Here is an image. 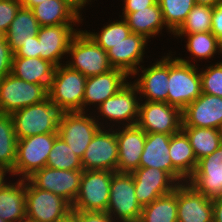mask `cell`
Here are the masks:
<instances>
[{
    "mask_svg": "<svg viewBox=\"0 0 222 222\" xmlns=\"http://www.w3.org/2000/svg\"><path fill=\"white\" fill-rule=\"evenodd\" d=\"M46 166L61 170H83L81 158L60 136L54 140Z\"/></svg>",
    "mask_w": 222,
    "mask_h": 222,
    "instance_id": "cell-35",
    "label": "cell"
},
{
    "mask_svg": "<svg viewBox=\"0 0 222 222\" xmlns=\"http://www.w3.org/2000/svg\"><path fill=\"white\" fill-rule=\"evenodd\" d=\"M6 173H8V171L0 167V187L5 183L4 179H5Z\"/></svg>",
    "mask_w": 222,
    "mask_h": 222,
    "instance_id": "cell-50",
    "label": "cell"
},
{
    "mask_svg": "<svg viewBox=\"0 0 222 222\" xmlns=\"http://www.w3.org/2000/svg\"><path fill=\"white\" fill-rule=\"evenodd\" d=\"M21 7L23 8H27V9H32L33 7H35L36 5L45 2L47 0H19Z\"/></svg>",
    "mask_w": 222,
    "mask_h": 222,
    "instance_id": "cell-47",
    "label": "cell"
},
{
    "mask_svg": "<svg viewBox=\"0 0 222 222\" xmlns=\"http://www.w3.org/2000/svg\"><path fill=\"white\" fill-rule=\"evenodd\" d=\"M137 94H139L137 87L132 82H128L116 94L107 98L97 107V110L99 109L97 112L100 113L99 116L124 126L136 125L140 105Z\"/></svg>",
    "mask_w": 222,
    "mask_h": 222,
    "instance_id": "cell-14",
    "label": "cell"
},
{
    "mask_svg": "<svg viewBox=\"0 0 222 222\" xmlns=\"http://www.w3.org/2000/svg\"><path fill=\"white\" fill-rule=\"evenodd\" d=\"M130 27L131 33L144 36L147 40L157 36L166 24L158 1L150 7L128 13L123 18Z\"/></svg>",
    "mask_w": 222,
    "mask_h": 222,
    "instance_id": "cell-28",
    "label": "cell"
},
{
    "mask_svg": "<svg viewBox=\"0 0 222 222\" xmlns=\"http://www.w3.org/2000/svg\"><path fill=\"white\" fill-rule=\"evenodd\" d=\"M187 182L204 196H219L222 191V144L198 161L194 174Z\"/></svg>",
    "mask_w": 222,
    "mask_h": 222,
    "instance_id": "cell-21",
    "label": "cell"
},
{
    "mask_svg": "<svg viewBox=\"0 0 222 222\" xmlns=\"http://www.w3.org/2000/svg\"><path fill=\"white\" fill-rule=\"evenodd\" d=\"M75 222H115L107 212H83L80 210H71Z\"/></svg>",
    "mask_w": 222,
    "mask_h": 222,
    "instance_id": "cell-42",
    "label": "cell"
},
{
    "mask_svg": "<svg viewBox=\"0 0 222 222\" xmlns=\"http://www.w3.org/2000/svg\"><path fill=\"white\" fill-rule=\"evenodd\" d=\"M213 8L195 4L186 20L174 34L211 32Z\"/></svg>",
    "mask_w": 222,
    "mask_h": 222,
    "instance_id": "cell-37",
    "label": "cell"
},
{
    "mask_svg": "<svg viewBox=\"0 0 222 222\" xmlns=\"http://www.w3.org/2000/svg\"><path fill=\"white\" fill-rule=\"evenodd\" d=\"M17 141L11 115L0 113V167L9 174L15 166Z\"/></svg>",
    "mask_w": 222,
    "mask_h": 222,
    "instance_id": "cell-33",
    "label": "cell"
},
{
    "mask_svg": "<svg viewBox=\"0 0 222 222\" xmlns=\"http://www.w3.org/2000/svg\"><path fill=\"white\" fill-rule=\"evenodd\" d=\"M163 14L167 30L174 34L186 20L195 6L194 0H157Z\"/></svg>",
    "mask_w": 222,
    "mask_h": 222,
    "instance_id": "cell-36",
    "label": "cell"
},
{
    "mask_svg": "<svg viewBox=\"0 0 222 222\" xmlns=\"http://www.w3.org/2000/svg\"><path fill=\"white\" fill-rule=\"evenodd\" d=\"M117 129V172L131 173L135 169L139 168L144 143L146 140V132L137 124L132 126H124L123 128L118 127Z\"/></svg>",
    "mask_w": 222,
    "mask_h": 222,
    "instance_id": "cell-22",
    "label": "cell"
},
{
    "mask_svg": "<svg viewBox=\"0 0 222 222\" xmlns=\"http://www.w3.org/2000/svg\"><path fill=\"white\" fill-rule=\"evenodd\" d=\"M55 66L40 57H13L11 74L26 82L44 85L49 89Z\"/></svg>",
    "mask_w": 222,
    "mask_h": 222,
    "instance_id": "cell-27",
    "label": "cell"
},
{
    "mask_svg": "<svg viewBox=\"0 0 222 222\" xmlns=\"http://www.w3.org/2000/svg\"><path fill=\"white\" fill-rule=\"evenodd\" d=\"M171 135L164 133H146L139 167L157 168L167 172L178 184L188 180L172 165L169 156Z\"/></svg>",
    "mask_w": 222,
    "mask_h": 222,
    "instance_id": "cell-18",
    "label": "cell"
},
{
    "mask_svg": "<svg viewBox=\"0 0 222 222\" xmlns=\"http://www.w3.org/2000/svg\"><path fill=\"white\" fill-rule=\"evenodd\" d=\"M202 93L222 97V62L200 71Z\"/></svg>",
    "mask_w": 222,
    "mask_h": 222,
    "instance_id": "cell-39",
    "label": "cell"
},
{
    "mask_svg": "<svg viewBox=\"0 0 222 222\" xmlns=\"http://www.w3.org/2000/svg\"><path fill=\"white\" fill-rule=\"evenodd\" d=\"M71 210V204L63 197L36 188L26 179V222H58Z\"/></svg>",
    "mask_w": 222,
    "mask_h": 222,
    "instance_id": "cell-8",
    "label": "cell"
},
{
    "mask_svg": "<svg viewBox=\"0 0 222 222\" xmlns=\"http://www.w3.org/2000/svg\"><path fill=\"white\" fill-rule=\"evenodd\" d=\"M0 222H7V221H5V220H3L2 218H0Z\"/></svg>",
    "mask_w": 222,
    "mask_h": 222,
    "instance_id": "cell-55",
    "label": "cell"
},
{
    "mask_svg": "<svg viewBox=\"0 0 222 222\" xmlns=\"http://www.w3.org/2000/svg\"><path fill=\"white\" fill-rule=\"evenodd\" d=\"M222 122V97L202 93L182 110V126L215 128Z\"/></svg>",
    "mask_w": 222,
    "mask_h": 222,
    "instance_id": "cell-19",
    "label": "cell"
},
{
    "mask_svg": "<svg viewBox=\"0 0 222 222\" xmlns=\"http://www.w3.org/2000/svg\"><path fill=\"white\" fill-rule=\"evenodd\" d=\"M141 212L142 207L135 196L132 174L114 172L110 184L107 214L113 220L116 219L120 222H138Z\"/></svg>",
    "mask_w": 222,
    "mask_h": 222,
    "instance_id": "cell-7",
    "label": "cell"
},
{
    "mask_svg": "<svg viewBox=\"0 0 222 222\" xmlns=\"http://www.w3.org/2000/svg\"><path fill=\"white\" fill-rule=\"evenodd\" d=\"M214 198H222V191L220 192L219 196L214 197Z\"/></svg>",
    "mask_w": 222,
    "mask_h": 222,
    "instance_id": "cell-54",
    "label": "cell"
},
{
    "mask_svg": "<svg viewBox=\"0 0 222 222\" xmlns=\"http://www.w3.org/2000/svg\"><path fill=\"white\" fill-rule=\"evenodd\" d=\"M87 77L67 65L55 67L48 98L62 112L82 111Z\"/></svg>",
    "mask_w": 222,
    "mask_h": 222,
    "instance_id": "cell-3",
    "label": "cell"
},
{
    "mask_svg": "<svg viewBox=\"0 0 222 222\" xmlns=\"http://www.w3.org/2000/svg\"><path fill=\"white\" fill-rule=\"evenodd\" d=\"M13 57H40L38 36L36 35L32 37V40L22 43V46L14 52Z\"/></svg>",
    "mask_w": 222,
    "mask_h": 222,
    "instance_id": "cell-43",
    "label": "cell"
},
{
    "mask_svg": "<svg viewBox=\"0 0 222 222\" xmlns=\"http://www.w3.org/2000/svg\"><path fill=\"white\" fill-rule=\"evenodd\" d=\"M169 156L172 165L187 180L194 174L198 161L187 135L182 130L171 135Z\"/></svg>",
    "mask_w": 222,
    "mask_h": 222,
    "instance_id": "cell-30",
    "label": "cell"
},
{
    "mask_svg": "<svg viewBox=\"0 0 222 222\" xmlns=\"http://www.w3.org/2000/svg\"><path fill=\"white\" fill-rule=\"evenodd\" d=\"M128 75L120 70H112L86 79L84 97L82 102V112H85L89 105H101L107 98L116 94L128 82ZM98 104V105H97Z\"/></svg>",
    "mask_w": 222,
    "mask_h": 222,
    "instance_id": "cell-24",
    "label": "cell"
},
{
    "mask_svg": "<svg viewBox=\"0 0 222 222\" xmlns=\"http://www.w3.org/2000/svg\"><path fill=\"white\" fill-rule=\"evenodd\" d=\"M154 65L143 68L141 77L134 81L141 96L145 101L167 103L168 79H169V55L153 63Z\"/></svg>",
    "mask_w": 222,
    "mask_h": 222,
    "instance_id": "cell-23",
    "label": "cell"
},
{
    "mask_svg": "<svg viewBox=\"0 0 222 222\" xmlns=\"http://www.w3.org/2000/svg\"><path fill=\"white\" fill-rule=\"evenodd\" d=\"M157 0H124V8L122 17L124 18L128 13H133L146 7L153 6Z\"/></svg>",
    "mask_w": 222,
    "mask_h": 222,
    "instance_id": "cell-44",
    "label": "cell"
},
{
    "mask_svg": "<svg viewBox=\"0 0 222 222\" xmlns=\"http://www.w3.org/2000/svg\"><path fill=\"white\" fill-rule=\"evenodd\" d=\"M218 130H219V133L221 134V137H222V122H221V125H220V127L218 128Z\"/></svg>",
    "mask_w": 222,
    "mask_h": 222,
    "instance_id": "cell-52",
    "label": "cell"
},
{
    "mask_svg": "<svg viewBox=\"0 0 222 222\" xmlns=\"http://www.w3.org/2000/svg\"><path fill=\"white\" fill-rule=\"evenodd\" d=\"M179 37L186 36V48L193 58L211 59L217 52L220 53V40L212 32L195 34H173Z\"/></svg>",
    "mask_w": 222,
    "mask_h": 222,
    "instance_id": "cell-34",
    "label": "cell"
},
{
    "mask_svg": "<svg viewBox=\"0 0 222 222\" xmlns=\"http://www.w3.org/2000/svg\"><path fill=\"white\" fill-rule=\"evenodd\" d=\"M82 174L83 170H61L45 166L27 179L36 188L59 195L72 205L80 189Z\"/></svg>",
    "mask_w": 222,
    "mask_h": 222,
    "instance_id": "cell-12",
    "label": "cell"
},
{
    "mask_svg": "<svg viewBox=\"0 0 222 222\" xmlns=\"http://www.w3.org/2000/svg\"><path fill=\"white\" fill-rule=\"evenodd\" d=\"M194 1H195V4L209 6L212 8L222 4V0H194Z\"/></svg>",
    "mask_w": 222,
    "mask_h": 222,
    "instance_id": "cell-48",
    "label": "cell"
},
{
    "mask_svg": "<svg viewBox=\"0 0 222 222\" xmlns=\"http://www.w3.org/2000/svg\"><path fill=\"white\" fill-rule=\"evenodd\" d=\"M135 196L141 207L175 190L178 183L165 171L157 168L139 167L131 172Z\"/></svg>",
    "mask_w": 222,
    "mask_h": 222,
    "instance_id": "cell-15",
    "label": "cell"
},
{
    "mask_svg": "<svg viewBox=\"0 0 222 222\" xmlns=\"http://www.w3.org/2000/svg\"><path fill=\"white\" fill-rule=\"evenodd\" d=\"M58 222H75L74 215L71 213L66 218Z\"/></svg>",
    "mask_w": 222,
    "mask_h": 222,
    "instance_id": "cell-51",
    "label": "cell"
},
{
    "mask_svg": "<svg viewBox=\"0 0 222 222\" xmlns=\"http://www.w3.org/2000/svg\"><path fill=\"white\" fill-rule=\"evenodd\" d=\"M47 98L44 85L26 82L11 73L0 79V113L11 114Z\"/></svg>",
    "mask_w": 222,
    "mask_h": 222,
    "instance_id": "cell-9",
    "label": "cell"
},
{
    "mask_svg": "<svg viewBox=\"0 0 222 222\" xmlns=\"http://www.w3.org/2000/svg\"><path fill=\"white\" fill-rule=\"evenodd\" d=\"M220 53L222 54V39L220 40ZM222 62V61H220Z\"/></svg>",
    "mask_w": 222,
    "mask_h": 222,
    "instance_id": "cell-53",
    "label": "cell"
},
{
    "mask_svg": "<svg viewBox=\"0 0 222 222\" xmlns=\"http://www.w3.org/2000/svg\"><path fill=\"white\" fill-rule=\"evenodd\" d=\"M62 111L49 98L16 110L10 115L17 139L44 133H58Z\"/></svg>",
    "mask_w": 222,
    "mask_h": 222,
    "instance_id": "cell-2",
    "label": "cell"
},
{
    "mask_svg": "<svg viewBox=\"0 0 222 222\" xmlns=\"http://www.w3.org/2000/svg\"><path fill=\"white\" fill-rule=\"evenodd\" d=\"M58 136V133H44L18 139L15 166L11 176L19 175L22 179H27L35 171L44 168L54 140Z\"/></svg>",
    "mask_w": 222,
    "mask_h": 222,
    "instance_id": "cell-6",
    "label": "cell"
},
{
    "mask_svg": "<svg viewBox=\"0 0 222 222\" xmlns=\"http://www.w3.org/2000/svg\"><path fill=\"white\" fill-rule=\"evenodd\" d=\"M21 4L19 0H0V32L5 35Z\"/></svg>",
    "mask_w": 222,
    "mask_h": 222,
    "instance_id": "cell-40",
    "label": "cell"
},
{
    "mask_svg": "<svg viewBox=\"0 0 222 222\" xmlns=\"http://www.w3.org/2000/svg\"><path fill=\"white\" fill-rule=\"evenodd\" d=\"M147 43L144 36L130 33L124 40L107 51L111 66L124 71L130 77H135L139 72L138 68L142 66L140 63L143 62Z\"/></svg>",
    "mask_w": 222,
    "mask_h": 222,
    "instance_id": "cell-20",
    "label": "cell"
},
{
    "mask_svg": "<svg viewBox=\"0 0 222 222\" xmlns=\"http://www.w3.org/2000/svg\"><path fill=\"white\" fill-rule=\"evenodd\" d=\"M86 112H62L58 124V135L69 145L73 152L83 157L92 138L104 125Z\"/></svg>",
    "mask_w": 222,
    "mask_h": 222,
    "instance_id": "cell-10",
    "label": "cell"
},
{
    "mask_svg": "<svg viewBox=\"0 0 222 222\" xmlns=\"http://www.w3.org/2000/svg\"><path fill=\"white\" fill-rule=\"evenodd\" d=\"M13 55L14 53L3 35L0 38V79L11 73Z\"/></svg>",
    "mask_w": 222,
    "mask_h": 222,
    "instance_id": "cell-41",
    "label": "cell"
},
{
    "mask_svg": "<svg viewBox=\"0 0 222 222\" xmlns=\"http://www.w3.org/2000/svg\"><path fill=\"white\" fill-rule=\"evenodd\" d=\"M141 103L137 125L146 133L173 135L182 129V111L179 108L165 102Z\"/></svg>",
    "mask_w": 222,
    "mask_h": 222,
    "instance_id": "cell-11",
    "label": "cell"
},
{
    "mask_svg": "<svg viewBox=\"0 0 222 222\" xmlns=\"http://www.w3.org/2000/svg\"><path fill=\"white\" fill-rule=\"evenodd\" d=\"M100 128L94 137L83 157L81 163L83 170H109L117 172L118 143L115 131Z\"/></svg>",
    "mask_w": 222,
    "mask_h": 222,
    "instance_id": "cell-13",
    "label": "cell"
},
{
    "mask_svg": "<svg viewBox=\"0 0 222 222\" xmlns=\"http://www.w3.org/2000/svg\"><path fill=\"white\" fill-rule=\"evenodd\" d=\"M67 54L70 55L71 61L65 65L86 77L100 75L113 69L107 52L97 45L85 30H79L74 35Z\"/></svg>",
    "mask_w": 222,
    "mask_h": 222,
    "instance_id": "cell-4",
    "label": "cell"
},
{
    "mask_svg": "<svg viewBox=\"0 0 222 222\" xmlns=\"http://www.w3.org/2000/svg\"><path fill=\"white\" fill-rule=\"evenodd\" d=\"M213 222H222V198H212Z\"/></svg>",
    "mask_w": 222,
    "mask_h": 222,
    "instance_id": "cell-46",
    "label": "cell"
},
{
    "mask_svg": "<svg viewBox=\"0 0 222 222\" xmlns=\"http://www.w3.org/2000/svg\"><path fill=\"white\" fill-rule=\"evenodd\" d=\"M31 10L40 27L79 24L83 20L80 11L68 0H47Z\"/></svg>",
    "mask_w": 222,
    "mask_h": 222,
    "instance_id": "cell-25",
    "label": "cell"
},
{
    "mask_svg": "<svg viewBox=\"0 0 222 222\" xmlns=\"http://www.w3.org/2000/svg\"><path fill=\"white\" fill-rule=\"evenodd\" d=\"M177 222H213L212 198L188 182L177 185Z\"/></svg>",
    "mask_w": 222,
    "mask_h": 222,
    "instance_id": "cell-16",
    "label": "cell"
},
{
    "mask_svg": "<svg viewBox=\"0 0 222 222\" xmlns=\"http://www.w3.org/2000/svg\"><path fill=\"white\" fill-rule=\"evenodd\" d=\"M211 32L219 39H222V4L213 8Z\"/></svg>",
    "mask_w": 222,
    "mask_h": 222,
    "instance_id": "cell-45",
    "label": "cell"
},
{
    "mask_svg": "<svg viewBox=\"0 0 222 222\" xmlns=\"http://www.w3.org/2000/svg\"><path fill=\"white\" fill-rule=\"evenodd\" d=\"M138 222H177V187L142 207Z\"/></svg>",
    "mask_w": 222,
    "mask_h": 222,
    "instance_id": "cell-32",
    "label": "cell"
},
{
    "mask_svg": "<svg viewBox=\"0 0 222 222\" xmlns=\"http://www.w3.org/2000/svg\"><path fill=\"white\" fill-rule=\"evenodd\" d=\"M113 173L109 170H83L72 210L107 212Z\"/></svg>",
    "mask_w": 222,
    "mask_h": 222,
    "instance_id": "cell-5",
    "label": "cell"
},
{
    "mask_svg": "<svg viewBox=\"0 0 222 222\" xmlns=\"http://www.w3.org/2000/svg\"><path fill=\"white\" fill-rule=\"evenodd\" d=\"M0 218L7 222H26V179L0 187Z\"/></svg>",
    "mask_w": 222,
    "mask_h": 222,
    "instance_id": "cell-26",
    "label": "cell"
},
{
    "mask_svg": "<svg viewBox=\"0 0 222 222\" xmlns=\"http://www.w3.org/2000/svg\"><path fill=\"white\" fill-rule=\"evenodd\" d=\"M76 24H60L39 28L40 58L52 63L55 67L62 65L61 59L68 53L69 45L74 35L79 31Z\"/></svg>",
    "mask_w": 222,
    "mask_h": 222,
    "instance_id": "cell-17",
    "label": "cell"
},
{
    "mask_svg": "<svg viewBox=\"0 0 222 222\" xmlns=\"http://www.w3.org/2000/svg\"><path fill=\"white\" fill-rule=\"evenodd\" d=\"M181 130L187 135L197 161L212 154L222 144L218 129L182 126Z\"/></svg>",
    "mask_w": 222,
    "mask_h": 222,
    "instance_id": "cell-31",
    "label": "cell"
},
{
    "mask_svg": "<svg viewBox=\"0 0 222 222\" xmlns=\"http://www.w3.org/2000/svg\"><path fill=\"white\" fill-rule=\"evenodd\" d=\"M170 55L167 103L182 111L202 94L201 76L198 65Z\"/></svg>",
    "mask_w": 222,
    "mask_h": 222,
    "instance_id": "cell-1",
    "label": "cell"
},
{
    "mask_svg": "<svg viewBox=\"0 0 222 222\" xmlns=\"http://www.w3.org/2000/svg\"><path fill=\"white\" fill-rule=\"evenodd\" d=\"M91 39L100 47H102L106 52L113 47V45L118 44L124 38H126L130 33V27L124 19L116 20L110 24L103 26L101 32H88L85 31Z\"/></svg>",
    "mask_w": 222,
    "mask_h": 222,
    "instance_id": "cell-38",
    "label": "cell"
},
{
    "mask_svg": "<svg viewBox=\"0 0 222 222\" xmlns=\"http://www.w3.org/2000/svg\"><path fill=\"white\" fill-rule=\"evenodd\" d=\"M40 25L31 9L20 7L10 24L5 38L14 53L22 43L32 40L38 34Z\"/></svg>",
    "mask_w": 222,
    "mask_h": 222,
    "instance_id": "cell-29",
    "label": "cell"
},
{
    "mask_svg": "<svg viewBox=\"0 0 222 222\" xmlns=\"http://www.w3.org/2000/svg\"><path fill=\"white\" fill-rule=\"evenodd\" d=\"M71 2L79 11L86 6V3L89 4L88 2L91 0H68Z\"/></svg>",
    "mask_w": 222,
    "mask_h": 222,
    "instance_id": "cell-49",
    "label": "cell"
}]
</instances>
